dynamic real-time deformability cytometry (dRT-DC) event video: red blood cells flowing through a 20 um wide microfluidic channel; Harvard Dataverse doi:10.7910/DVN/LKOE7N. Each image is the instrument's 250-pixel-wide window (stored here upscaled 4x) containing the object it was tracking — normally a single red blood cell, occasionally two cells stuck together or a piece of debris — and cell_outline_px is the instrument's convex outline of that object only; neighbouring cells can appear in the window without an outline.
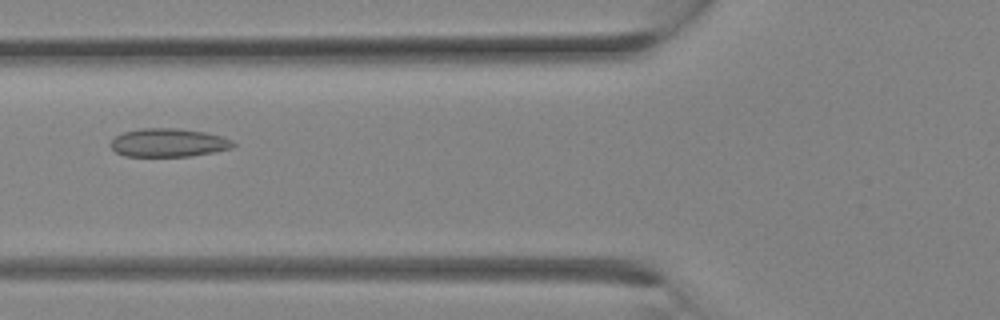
{"species": "Egyptian fruit bat (a non-hibernating species)", "species_latin": "Rousettus aegyptiacus", "temperature_condition": "room temperature", "stored_images_in_passage": 11, "camera_frame_rate_fps": 3000, "um_per_image_px": 0.085, "animal": {"sex": "female"}, "frame": {"image": 1, "passage_image": 8, "time_ms": 2.333, "image_size_px": [1000, 320], "cell_outline_px": [[236, 144], [232, 148], [192, 156], [124, 156], [116, 152], [108, 144], [116, 136], [124, 132], [140, 128], [176, 128], [204, 132], [220, 136], [232, 140]], "centroid_in_image_um": [14.29, 12.13], "position_along_channel_um": 111.5, "area_um2": 20.23}}
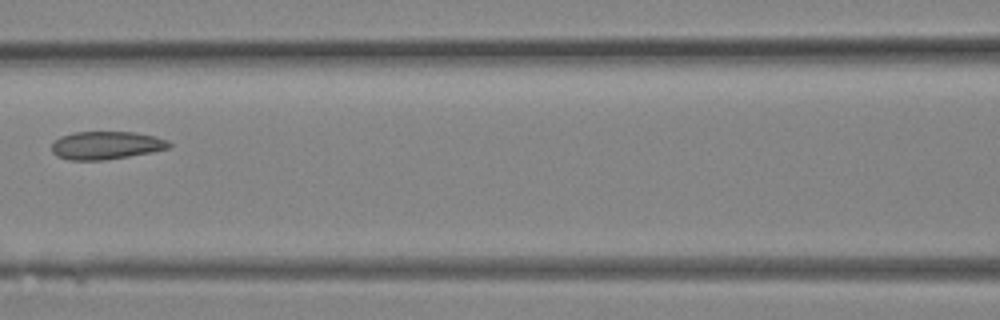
{"frame": {"image": 2, "passage_image": 10, "time_ms": 3.0, "image_size_px": [1000, 320], "cell_outline_px": [[172, 144], [168, 148], [152, 152], [104, 160], [68, 160], [56, 156], [52, 152], [52, 144], [60, 136], [72, 132], [136, 132], [156, 136], [168, 140]], "centroid_in_image_um": [9.02, 12.35], "position_along_channel_um": 157.6, "area_um2": 19.25}}